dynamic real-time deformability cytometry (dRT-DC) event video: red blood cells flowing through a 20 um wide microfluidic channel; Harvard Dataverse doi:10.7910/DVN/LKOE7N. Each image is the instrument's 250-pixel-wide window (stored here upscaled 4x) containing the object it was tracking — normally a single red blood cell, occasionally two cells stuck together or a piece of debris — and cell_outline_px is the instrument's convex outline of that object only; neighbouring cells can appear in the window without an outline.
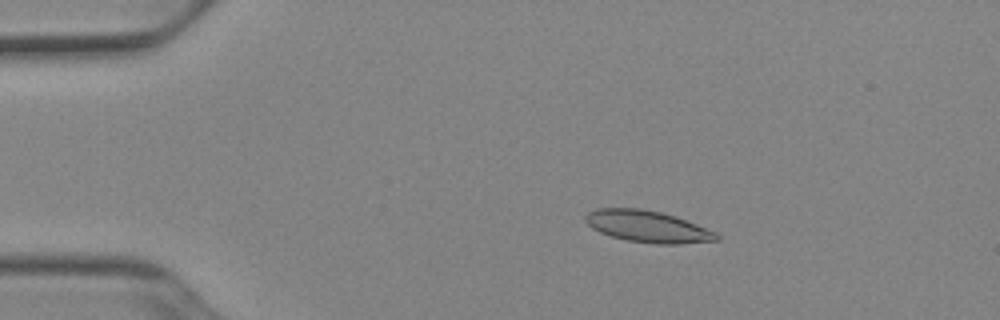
{"species": "Egyptian fruit bat (a non-hibernating species)", "species_latin": "Rousettus aegyptiacus", "temperature_condition": "cold", "stored_images_in_passage": 52, "camera_frame_rate_fps": 3000, "um_per_image_px": 0.085, "animal": {"sex": "female"}, "frame": {"image": 1, "passage_image": 10, "time_ms": 3.0, "image_size_px": [1000, 320], "cell_outline_px": [[720, 240], [680, 244], [656, 244], [628, 240], [612, 236], [600, 232], [592, 228], [584, 220], [584, 216], [588, 212], [596, 208], [640, 208], [660, 212], [676, 216], [716, 232], [720, 236]], "centroid_in_image_um": [55.05, 19.25], "position_along_channel_um": 29.9, "area_um2": 24.22}}
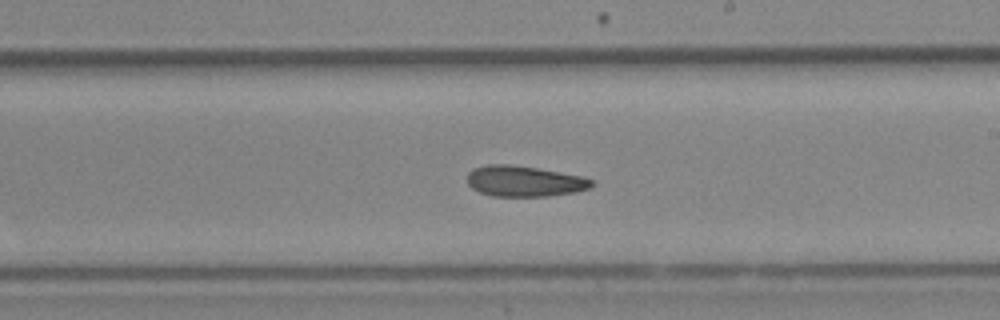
{"frame": {"image": 2, "passage_image": 31, "time_ms": 10.0, "image_size_px": [1000, 320], "cell_outline_px": [[596, 184], [588, 188], [576, 192], [548, 196], [492, 196], [480, 192], [472, 188], [468, 184], [468, 172], [472, 168], [488, 164], [512, 164], [584, 176], [592, 180]], "centroid_in_image_um": [44.57, 15.39], "position_along_channel_um": 244.4, "area_um2": 22.43}}
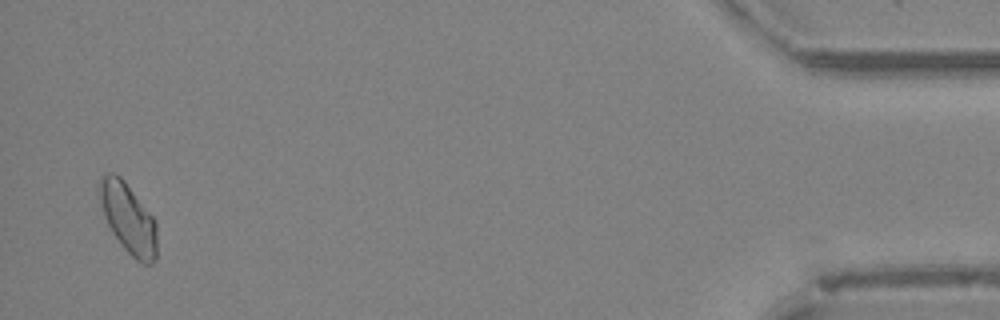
{"frame": {"image": 3, "passage_image": 51, "time_ms": 16.667, "image_size_px": [1000, 320], "cell_outline_px": [[156, 260], [152, 264], [144, 264], [136, 260], [124, 248], [112, 232], [104, 216], [96, 196], [96, 188], [100, 176], [104, 172], [116, 172], [124, 180], [156, 220]], "centroid_in_image_um": [10.84, 18.49], "position_along_channel_um": 424.4, "area_um2": 24.04}, "authors_computed_cell_mechanics": {"area_um2": 23.0044, "velocity_mm_per_s": 3.9049, "shape_relaxation_time_tau1_ms": null, "shape_relaxation_time_tau2_ms": 5.6944, "deformation_change_tau1": null, "deformation_change_tau2": 0.1144}}